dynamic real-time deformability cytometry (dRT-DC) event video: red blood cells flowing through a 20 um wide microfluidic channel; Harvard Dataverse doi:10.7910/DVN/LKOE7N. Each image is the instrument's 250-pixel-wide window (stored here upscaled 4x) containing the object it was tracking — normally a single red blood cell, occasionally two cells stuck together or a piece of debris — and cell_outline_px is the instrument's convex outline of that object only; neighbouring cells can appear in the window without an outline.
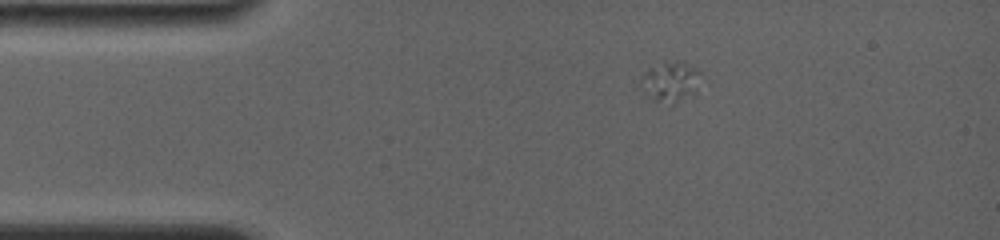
{"species": "common noctule bat (a hibernating species)", "species_latin": "Nyctalus noctula", "temperature_condition": "room temperature", "stored_images_in_passage": 3, "camera_frame_rate_fps": 4000, "um_per_image_px": 0.085, "animal": {"sex": "female", "body_mass_g": 19.0, "forearm_length_mm": 56.7}, "frame": {"image": 1, "passage_image": 1, "time_ms": 0.0, "image_size_px": [1000, 240], "cell_outline_px": [[704, 72], [696, 92], [672, 104], [656, 100], [644, 92], [640, 76], [648, 68], [668, 64], [684, 64], [696, 68]], "centroid_in_image_um": [57.04, 6.97], "position_along_channel_um": 28.0, "area_um2": 13.41}}